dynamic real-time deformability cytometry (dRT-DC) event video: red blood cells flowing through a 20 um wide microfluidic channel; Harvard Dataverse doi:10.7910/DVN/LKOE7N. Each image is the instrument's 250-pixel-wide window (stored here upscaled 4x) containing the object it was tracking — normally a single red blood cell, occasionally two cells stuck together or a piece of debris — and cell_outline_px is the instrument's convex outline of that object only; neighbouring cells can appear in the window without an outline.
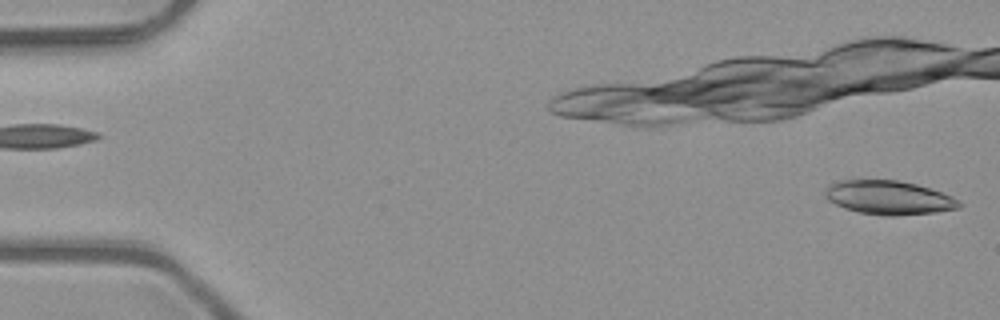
{"species": "common noctule bat (a hibernating species)", "species_latin": "Nyctalus noctula", "temperature_condition": "room temperature", "stored_images_in_passage": 41, "camera_frame_rate_fps": 3000, "um_per_image_px": 0.085, "animal": {"sex": "male", "body_mass_g": 23.1, "forearm_length_mm": 52.7}, "frame": {"image": 1, "passage_image": 1, "time_ms": 0.0, "image_size_px": [1000, 320], "cell_outline_px": [[964, 204], [960, 208], [932, 212], [892, 216], [884, 216], [860, 212], [844, 208], [828, 200], [824, 196], [824, 192], [828, 184], [840, 180], [900, 180], [916, 184], [952, 196]], "centroid_in_image_um": [75.52, 16.79], "position_along_channel_um": 9.5, "area_um2": 26.41}}